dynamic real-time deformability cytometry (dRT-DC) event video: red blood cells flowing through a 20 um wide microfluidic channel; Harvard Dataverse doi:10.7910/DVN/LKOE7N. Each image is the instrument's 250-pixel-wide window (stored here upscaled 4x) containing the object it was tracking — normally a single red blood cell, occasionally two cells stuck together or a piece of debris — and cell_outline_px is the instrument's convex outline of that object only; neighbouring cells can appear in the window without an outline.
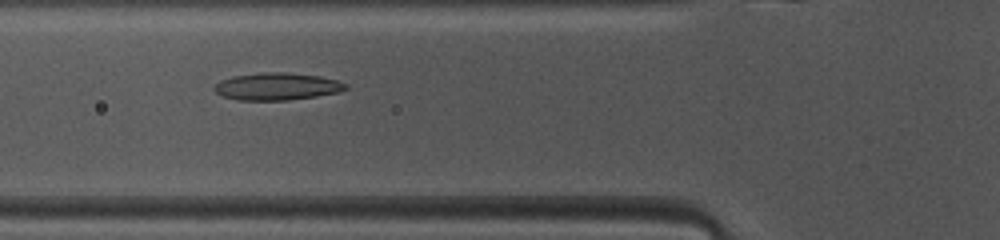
{"species": "common noctule bat (a hibernating species)", "species_latin": "Nyctalus noctula", "temperature_condition": "warm", "stored_images_in_passage": 30, "camera_frame_rate_fps": 3000, "um_per_image_px": 0.085, "animal": {"sex": "female", "body_mass_g": 10.0, "forearm_length_mm": 53.1}, "frame": {"image": 1, "passage_image": 5, "time_ms": 1.333, "image_size_px": [1000, 240], "cell_outline_px": [[348, 88], [340, 92], [316, 96], [288, 100], [236, 100], [224, 96], [216, 92], [212, 88], [220, 80], [236, 76], [260, 72], [284, 72], [320, 76], [336, 80], [348, 84]], "centroid_in_image_um": [23.56, 7.35], "position_along_channel_um": 102.2, "area_um2": 20.87}}
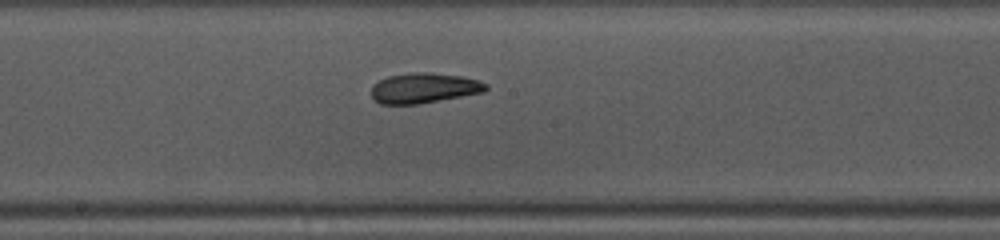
{"frame": {"image": 2, "passage_image": 13, "time_ms": 4.0, "image_size_px": [1000, 240], "cell_outline_px": [[488, 88], [484, 92], [420, 104], [380, 104], [372, 96], [372, 84], [388, 76], [412, 72], [428, 72], [460, 76], [480, 80], [488, 84]], "centroid_in_image_um": [36.06, 7.48], "position_along_channel_um": 212.1, "area_um2": 20.23}}
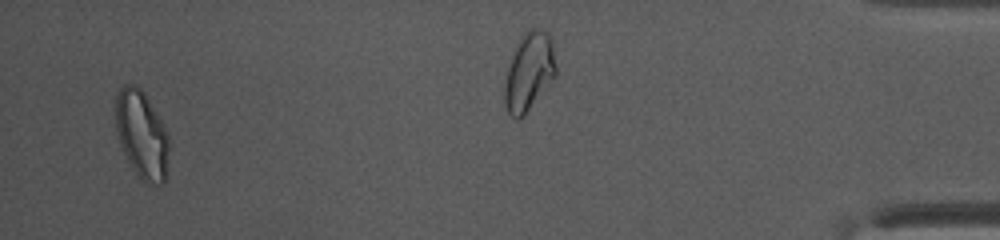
{"frame": {"image": 3, "passage_image": 28, "time_ms": 9.0, "image_size_px": [1000, 240], "cell_outline_px": [[168, 148], [164, 180], [160, 184], [148, 184], [132, 168], [120, 144], [116, 132], [116, 96], [120, 88], [124, 84], [132, 84], [140, 88], [144, 92], [168, 132]], "centroid_in_image_um": [12.03, 11.4], "position_along_channel_um": 423.2, "area_um2": 26.82}, "authors_computed_cell_mechanics": {"area_um2": 20.3456, "velocity_mm_per_s": 4.1047, "shape_relaxation_time_tau1_ms": 3.3611, "shape_relaxation_time_tau2_ms": 4.3173, "deformation_change_tau1": 0.1305, "deformation_change_tau2": 0.1221}}